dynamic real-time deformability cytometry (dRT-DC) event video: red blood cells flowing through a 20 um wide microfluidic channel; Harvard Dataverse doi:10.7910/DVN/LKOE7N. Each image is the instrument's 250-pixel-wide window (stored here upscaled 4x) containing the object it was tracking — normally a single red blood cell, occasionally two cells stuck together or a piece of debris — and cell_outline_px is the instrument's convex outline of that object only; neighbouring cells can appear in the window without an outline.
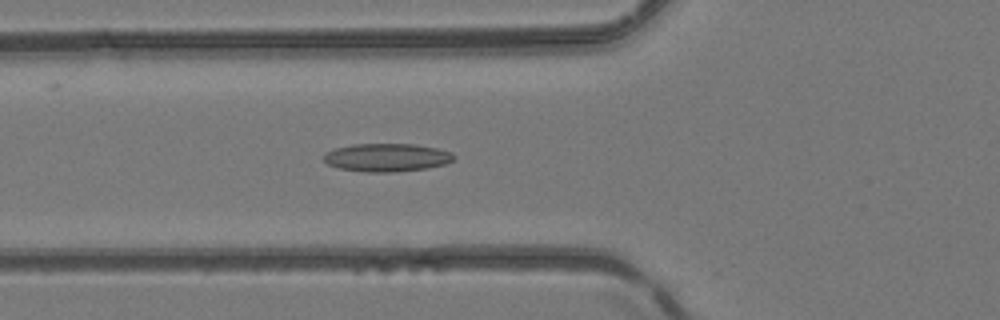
{"species": "common noctule bat (a hibernating species)", "species_latin": "Nyctalus noctula", "temperature_condition": "room temperature", "stored_images_in_passage": 35, "camera_frame_rate_fps": 3000, "um_per_image_px": 0.085, "animal": {"sex": "female", "body_mass_g": 24.6, "forearm_length_mm": 56.2}, "frame": {"image": 1, "passage_image": 7, "time_ms": 2.0, "image_size_px": [1000, 320], "cell_outline_px": [[456, 156], [452, 160], [444, 164], [428, 168], [396, 172], [364, 172], [340, 168], [328, 164], [324, 160], [324, 152], [336, 148], [352, 144], [416, 144], [436, 148], [452, 152]], "centroid_in_image_um": [32.88, 13.38], "position_along_channel_um": 92.9, "area_um2": 21.39}}
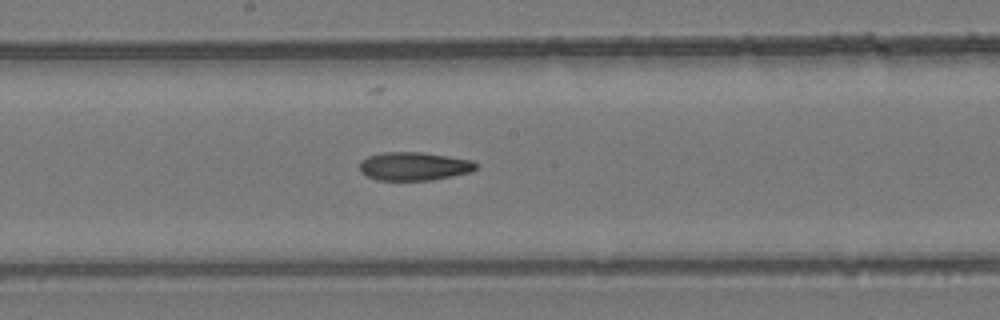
{"frame": {"image": 2, "passage_image": 15, "time_ms": 4.667, "image_size_px": [1000, 320], "cell_outline_px": [[476, 168], [472, 172], [432, 180], [376, 180], [364, 176], [360, 172], [360, 160], [368, 156], [384, 152], [424, 152], [472, 160], [476, 164]], "centroid_in_image_um": [35.16, 14.13], "position_along_channel_um": 213.0, "area_um2": 19.42}}
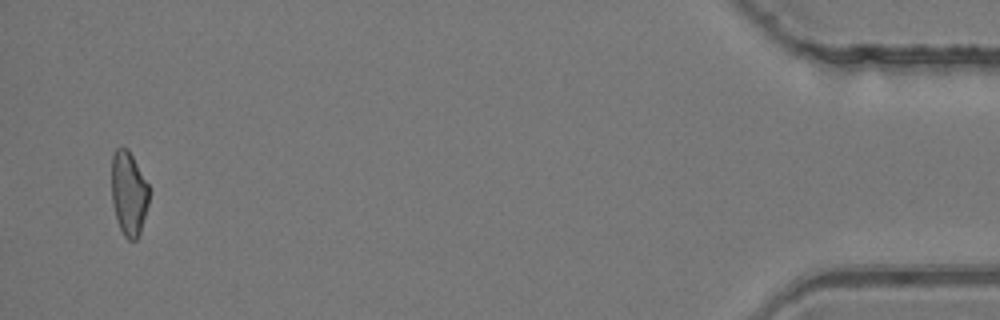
{"frame": {"image": 3, "passage_image": 35, "time_ms": 11.333, "image_size_px": [1000, 320], "cell_outline_px": [[148, 204], [140, 232], [136, 240], [128, 240], [124, 236], [120, 228], [112, 204], [112, 152], [116, 148], [128, 148], [148, 184]], "centroid_in_image_um": [10.93, 16.42], "position_along_channel_um": 424.3, "area_um2": 18.21}}